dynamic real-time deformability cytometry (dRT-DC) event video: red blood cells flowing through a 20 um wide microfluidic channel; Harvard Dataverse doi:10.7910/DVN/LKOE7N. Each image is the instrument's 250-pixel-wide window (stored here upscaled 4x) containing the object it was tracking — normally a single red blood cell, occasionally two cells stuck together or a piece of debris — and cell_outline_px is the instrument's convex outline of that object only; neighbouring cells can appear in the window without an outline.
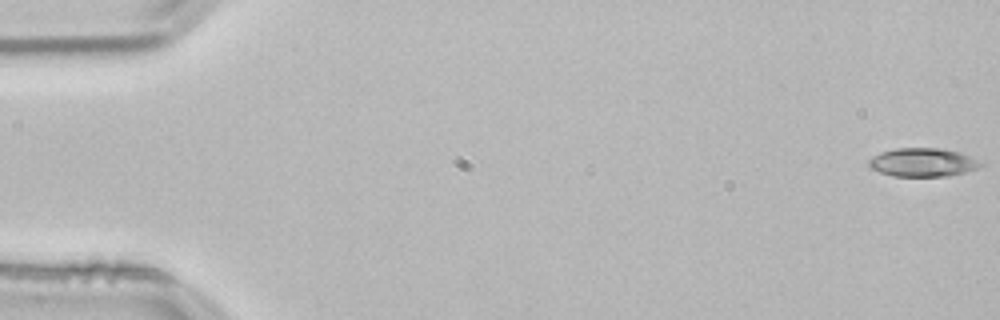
{"species": "common noctule bat (a hibernating species)", "species_latin": "Nyctalus noctula", "temperature_condition": "room temperature", "stored_images_in_passage": 54, "camera_frame_rate_fps": 3000, "um_per_image_px": 0.085, "animal": {"sex": "male", "body_mass_g": 21.5, "forearm_length_mm": 52.0}, "frame": {"image": 1, "passage_image": 1, "time_ms": 0.0, "image_size_px": [1000, 320], "cell_outline_px": [[984, 164], [976, 168], [964, 172], [948, 176], [892, 176], [880, 172], [872, 168], [868, 164], [868, 160], [872, 156], [880, 152], [896, 148], [936, 148], [960, 152], [984, 160]], "centroid_in_image_um": [78.47, 13.79], "position_along_channel_um": 6.5, "area_um2": 18.73}}
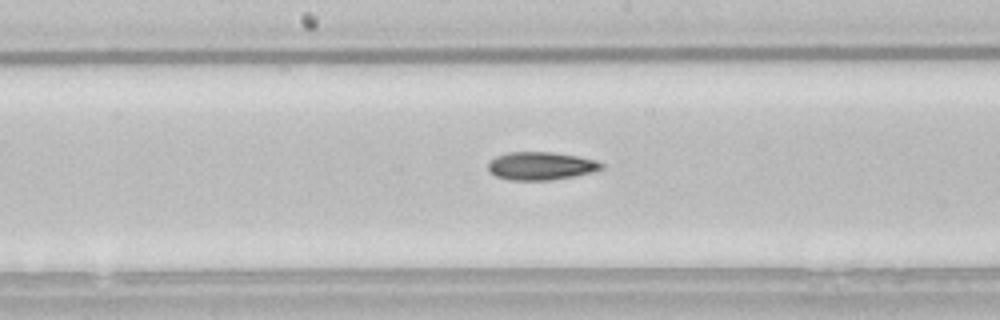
{"frame": {"image": 2, "passage_image": 28, "time_ms": 9.0, "image_size_px": [1000, 320], "cell_outline_px": [[604, 168], [592, 172], [552, 180], [508, 180], [496, 176], [488, 172], [488, 164], [496, 156], [508, 152], [552, 152], [576, 156], [596, 160], [604, 164]], "centroid_in_image_um": [45.96, 14.1], "position_along_channel_um": 202.2, "area_um2": 18.5}}
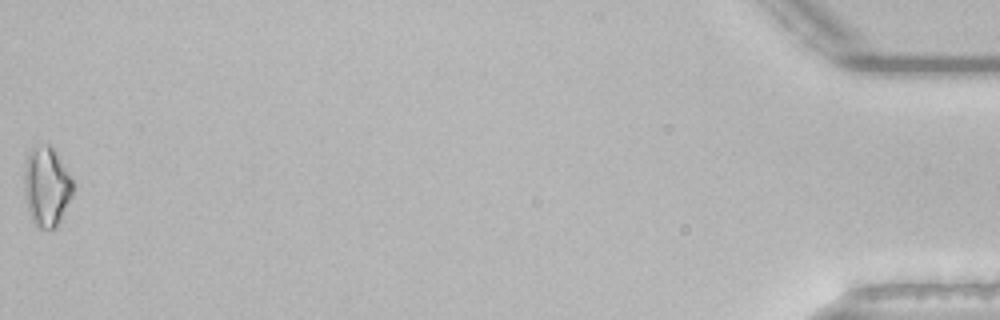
{"frame": {"image": 3, "passage_image": 54, "time_ms": 17.667, "image_size_px": [1000, 320], "cell_outline_px": [[76, 184], [72, 196], [56, 228], [36, 228], [32, 220], [28, 208], [24, 192], [24, 168], [28, 152], [32, 148], [48, 144], [52, 144]], "centroid_in_image_um": [3.98, 15.84], "position_along_channel_um": 431.2, "area_um2": 22.95}, "authors_computed_cell_mechanics": {"area_um2": 18.4382, "velocity_mm_per_s": 3.8191, "shape_relaxation_time_tau1_ms": 6.1182, "shape_relaxation_time_tau2_ms": 7.8949, "deformation_change_tau1": 0.1686, "deformation_change_tau2": 0.1846}}